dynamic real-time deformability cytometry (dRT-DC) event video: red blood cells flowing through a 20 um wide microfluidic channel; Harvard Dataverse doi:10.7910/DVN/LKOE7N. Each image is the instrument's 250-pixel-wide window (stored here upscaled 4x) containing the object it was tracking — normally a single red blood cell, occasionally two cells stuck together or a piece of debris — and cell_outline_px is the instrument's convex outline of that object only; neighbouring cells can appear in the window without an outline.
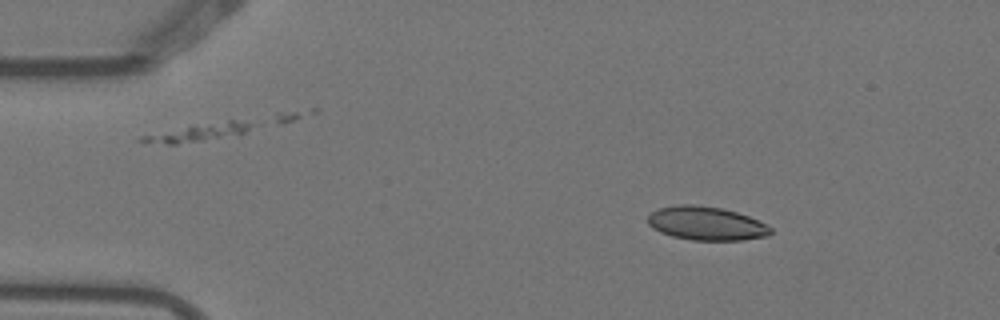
{"species": "Egyptian fruit bat (a non-hibernating species)", "species_latin": "Rousettus aegyptiacus", "temperature_condition": "warm", "stored_images_in_passage": 4, "camera_frame_rate_fps": 3000, "um_per_image_px": 0.085, "animal": {"sex": "female"}, "frame": {"image": 1, "passage_image": 2, "time_ms": 0.333, "image_size_px": [1000, 320], "cell_outline_px": [[772, 232], [768, 236], [744, 240], [692, 240], [672, 236], [660, 232], [652, 228], [648, 224], [648, 216], [656, 208], [676, 204], [696, 204], [724, 208], [748, 216], [768, 224], [772, 228]], "centroid_in_image_um": [60.03, 18.98], "position_along_channel_um": 25.0, "area_um2": 24.45}}